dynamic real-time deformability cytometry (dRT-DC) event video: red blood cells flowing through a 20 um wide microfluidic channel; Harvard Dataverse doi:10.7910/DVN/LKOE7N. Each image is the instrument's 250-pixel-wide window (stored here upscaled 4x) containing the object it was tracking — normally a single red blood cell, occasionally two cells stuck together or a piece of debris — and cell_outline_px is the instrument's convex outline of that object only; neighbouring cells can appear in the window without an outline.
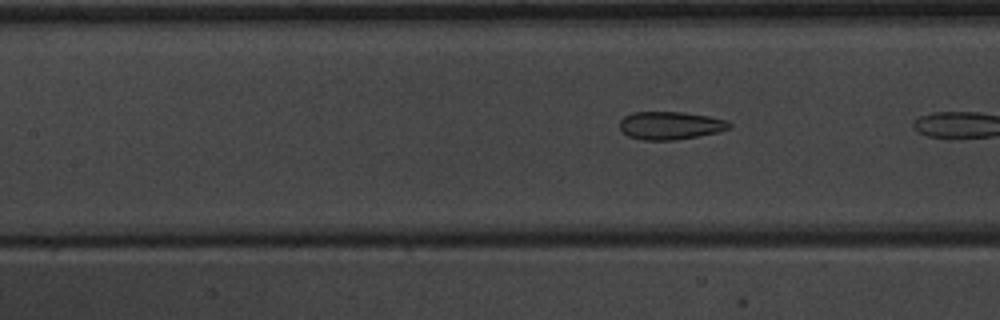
{"species": "common noctule bat (a hibernating species)", "species_latin": "Nyctalus noctula", "temperature_condition": "warm", "stored_images_in_passage": 6, "segment_of_instrument_passage": [2, 2], "camera_frame_rate_fps": 3000, "um_per_image_px": 0.085, "animal": {"sex": "male", "body_mass_g": 20.1, "forearm_length_mm": 53.5}, "frame": {"image": 1, "passage_image": 6, "time_ms": 6.667, "image_size_px": [1000, 320], "cell_outline_px": [[732, 128], [716, 132], [676, 140], [640, 140], [628, 136], [620, 128], [620, 120], [624, 116], [632, 112], [684, 112], [708, 116], [724, 120], [732, 124]], "centroid_in_image_um": [56.95, 10.66], "position_along_channel_um": 150.4, "area_um2": 17.8}}